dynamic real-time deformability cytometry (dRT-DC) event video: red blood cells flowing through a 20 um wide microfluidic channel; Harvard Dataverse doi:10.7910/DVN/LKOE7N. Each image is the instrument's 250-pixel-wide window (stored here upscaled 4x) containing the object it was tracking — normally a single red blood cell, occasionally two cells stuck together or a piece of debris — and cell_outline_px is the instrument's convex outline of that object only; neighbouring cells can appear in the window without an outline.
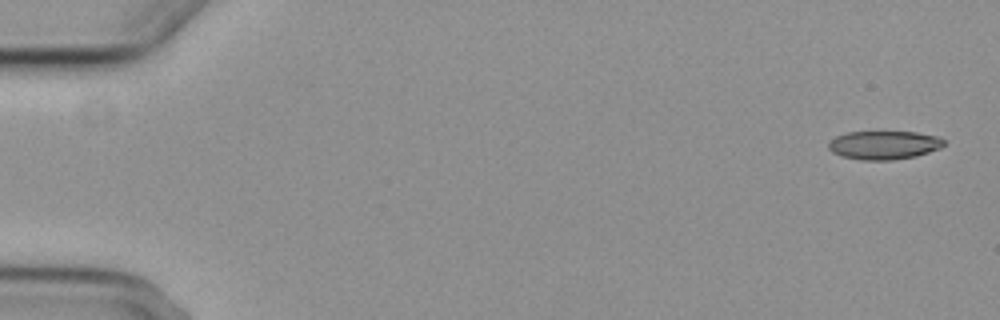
{"species": "common noctule bat (a hibernating species)", "species_latin": "Nyctalus noctula", "temperature_condition": "cold", "stored_images_in_passage": 6, "camera_frame_rate_fps": 3000, "um_per_image_px": 0.085, "animal": {"sex": "female", "body_mass_g": 29.2, "forearm_length_mm": 56.3}, "frame": {"image": 1, "passage_image": 1, "time_ms": 0.0, "image_size_px": [1000, 320], "cell_outline_px": [[944, 144], [940, 148], [916, 156], [892, 160], [860, 160], [840, 156], [832, 152], [828, 148], [828, 144], [836, 136], [848, 132], [916, 132], [936, 136], [944, 140]], "centroid_in_image_um": [75.11, 12.34], "position_along_channel_um": 9.9, "area_um2": 19.13}}
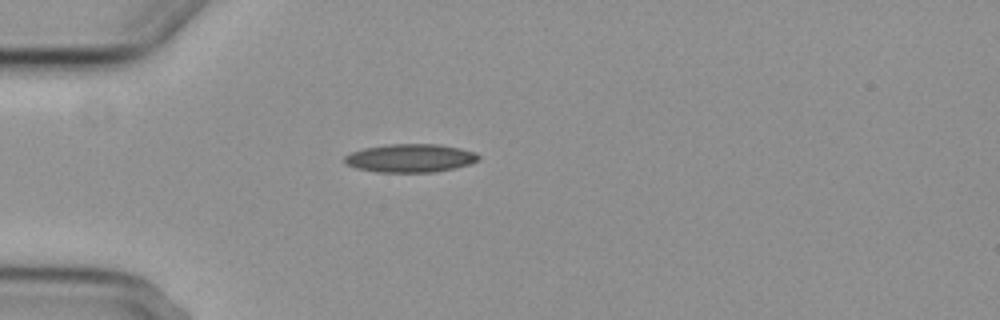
{"frame": {"image": 2, "passage_image": 5, "time_ms": 4.667, "image_size_px": [1000, 320], "cell_outline_px": [[480, 160], [472, 164], [456, 168], [432, 172], [376, 172], [356, 168], [348, 164], [344, 160], [344, 156], [352, 152], [364, 148], [388, 144], [440, 144], [460, 148], [476, 152], [480, 156]], "centroid_in_image_um": [34.93, 13.44], "position_along_channel_um": 50.1, "area_um2": 22.25}}